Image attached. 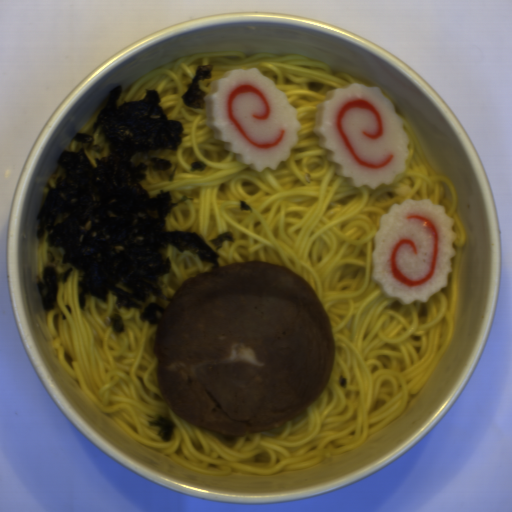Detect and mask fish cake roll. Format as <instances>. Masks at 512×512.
Wrapping results in <instances>:
<instances>
[{"label":"fish cake roll","instance_id":"0198cecc","mask_svg":"<svg viewBox=\"0 0 512 512\" xmlns=\"http://www.w3.org/2000/svg\"><path fill=\"white\" fill-rule=\"evenodd\" d=\"M205 111L215 139L257 173L286 162L302 130L285 92L256 68L231 69L214 80Z\"/></svg>","mask_w":512,"mask_h":512},{"label":"fish cake roll","instance_id":"80858fc9","mask_svg":"<svg viewBox=\"0 0 512 512\" xmlns=\"http://www.w3.org/2000/svg\"><path fill=\"white\" fill-rule=\"evenodd\" d=\"M454 220L430 199L394 203L380 217L371 278L400 305L425 303L448 285Z\"/></svg>","mask_w":512,"mask_h":512},{"label":"fish cake roll","instance_id":"14b837c1","mask_svg":"<svg viewBox=\"0 0 512 512\" xmlns=\"http://www.w3.org/2000/svg\"><path fill=\"white\" fill-rule=\"evenodd\" d=\"M314 119L318 145L353 187L373 191L406 173L408 136L395 105L377 86L355 83L326 92Z\"/></svg>","mask_w":512,"mask_h":512}]
</instances>
